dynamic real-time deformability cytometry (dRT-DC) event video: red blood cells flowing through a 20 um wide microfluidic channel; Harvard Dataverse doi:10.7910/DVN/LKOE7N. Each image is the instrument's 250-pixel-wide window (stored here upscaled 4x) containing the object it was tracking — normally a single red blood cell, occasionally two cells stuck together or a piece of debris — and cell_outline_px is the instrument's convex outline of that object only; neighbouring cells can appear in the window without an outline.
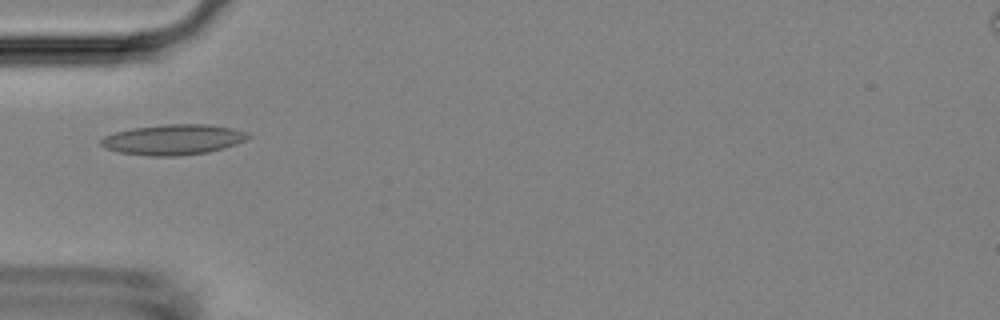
{"species": "Egyptian fruit bat (a non-hibernating species)", "species_latin": "Rousettus aegyptiacus", "temperature_condition": "room temperature", "stored_images_in_passage": 1, "camera_frame_rate_fps": 3000, "um_per_image_px": 0.085, "animal": {"sex": "female"}, "frame": {"image": 1, "passage_image": 1, "time_ms": 0.0, "image_size_px": [1000, 320], "cell_outline_px": [[252, 136], [236, 144], [224, 148], [208, 152], [176, 156], [148, 156], [116, 152], [104, 148], [100, 144], [100, 140], [104, 136], [116, 132], [132, 128], [164, 124], [208, 124], [232, 128], [248, 132]], "centroid_in_image_um": [14.71, 11.87], "position_along_channel_um": 70.3, "area_um2": 26.24}}